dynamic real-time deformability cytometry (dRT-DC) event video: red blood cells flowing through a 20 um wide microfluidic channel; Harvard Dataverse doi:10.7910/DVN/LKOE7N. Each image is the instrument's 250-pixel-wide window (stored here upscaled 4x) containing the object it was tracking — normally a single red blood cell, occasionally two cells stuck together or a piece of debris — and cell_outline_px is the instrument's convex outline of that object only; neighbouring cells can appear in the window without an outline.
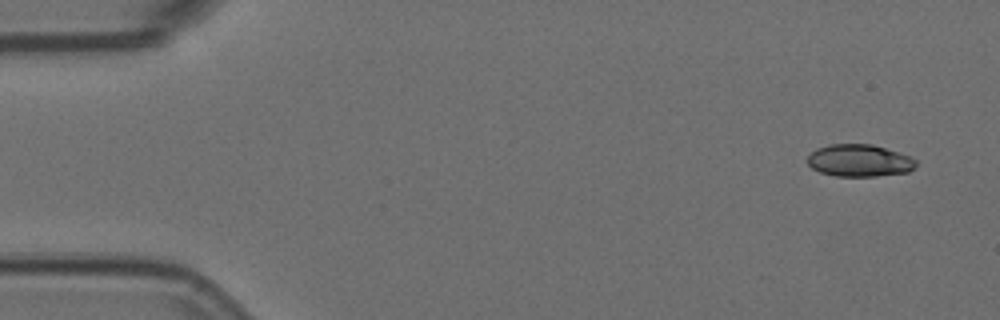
{"species": "Egyptian fruit bat (a non-hibernating species)", "species_latin": "Rousettus aegyptiacus", "temperature_condition": "room temperature", "stored_images_in_passage": 4, "camera_frame_rate_fps": 3000, "um_per_image_px": 0.085, "animal": {"sex": "female"}, "frame": {"image": 1, "passage_image": 1, "time_ms": 0.0, "image_size_px": [1000, 320], "cell_outline_px": [[916, 164], [908, 172], [876, 176], [836, 176], [820, 172], [812, 168], [808, 164], [808, 156], [816, 148], [828, 144], [872, 144], [912, 156], [916, 160]], "centroid_in_image_um": [73.04, 13.64], "position_along_channel_um": 12.0, "area_um2": 20.4}}
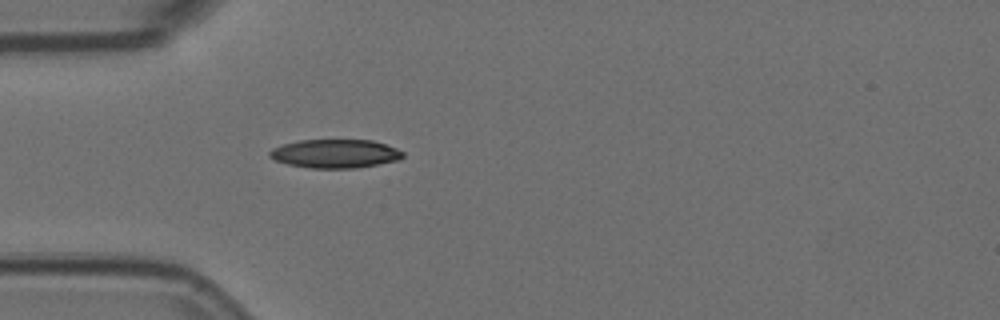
{"frame": {"image": 2, "passage_image": 4, "time_ms": 1.0, "image_size_px": [1000, 320], "cell_outline_px": [[404, 156], [400, 160], [356, 168], [312, 168], [288, 164], [276, 160], [268, 156], [268, 152], [272, 148], [284, 144], [300, 140], [372, 140], [396, 148], [404, 152]], "centroid_in_image_um": [28.5, 13.06], "position_along_channel_um": 56.5, "area_um2": 22.2}}